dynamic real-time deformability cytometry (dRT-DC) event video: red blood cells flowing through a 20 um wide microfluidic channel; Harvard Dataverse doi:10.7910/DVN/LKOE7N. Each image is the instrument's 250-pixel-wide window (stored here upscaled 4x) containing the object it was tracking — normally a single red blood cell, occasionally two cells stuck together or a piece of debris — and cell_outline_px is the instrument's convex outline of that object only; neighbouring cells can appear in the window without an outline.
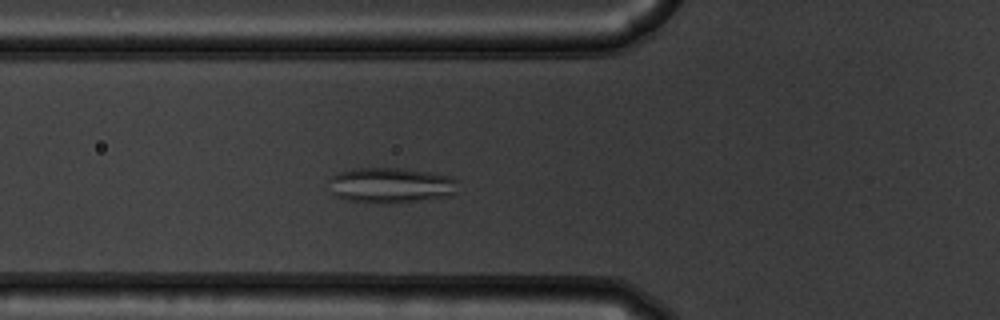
{"species": "common noctule bat (a hibernating species)", "species_latin": "Nyctalus noctula", "temperature_condition": "warm", "stored_images_in_passage": 45, "camera_frame_rate_fps": 3000, "um_per_image_px": 0.085, "animal": {"sex": "male", "body_mass_g": 19.5, "forearm_length_mm": 54.6}, "frame": {"image": 1, "passage_image": 11, "time_ms": 3.333, "image_size_px": [1000, 320], "cell_outline_px": [[460, 180], [456, 192], [448, 196], [388, 204], [368, 204], [344, 200], [336, 196], [332, 192], [328, 180], [332, 176], [340, 172], [356, 168], [400, 168], [432, 172], [452, 176]], "centroid_in_image_um": [33.23, 15.76], "position_along_channel_um": 92.6, "area_um2": 27.22}}
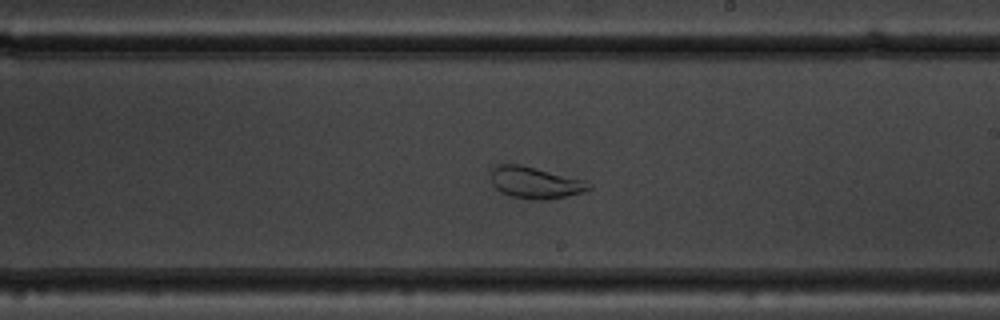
{"frame": {"image": 2, "passage_image": 23, "time_ms": 7.333, "image_size_px": [1000, 320], "cell_outline_px": [[592, 188], [584, 192], [568, 196], [544, 200], [536, 200], [512, 196], [500, 192], [492, 184], [492, 168], [496, 164], [520, 164], [584, 180], [592, 184]], "centroid_in_image_um": [45.5, 15.53], "position_along_channel_um": 243.5, "area_um2": 18.03}}
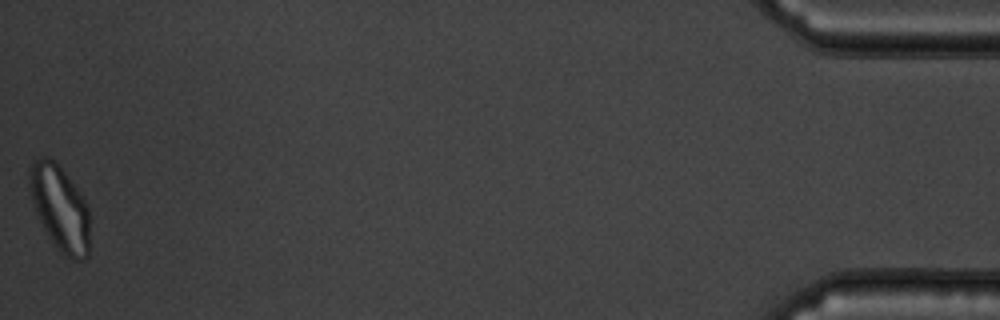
{"frame": {"image": 3, "passage_image": 45, "time_ms": 14.667, "image_size_px": [1000, 320], "cell_outline_px": [[88, 256], [84, 260], [72, 260], [64, 256], [56, 248], [48, 236], [32, 204], [28, 184], [28, 168], [32, 160], [40, 156], [48, 156], [64, 172], [80, 192], [88, 204]], "centroid_in_image_um": [5.06, 17.67], "position_along_channel_um": 430.1, "area_um2": 30.17}}